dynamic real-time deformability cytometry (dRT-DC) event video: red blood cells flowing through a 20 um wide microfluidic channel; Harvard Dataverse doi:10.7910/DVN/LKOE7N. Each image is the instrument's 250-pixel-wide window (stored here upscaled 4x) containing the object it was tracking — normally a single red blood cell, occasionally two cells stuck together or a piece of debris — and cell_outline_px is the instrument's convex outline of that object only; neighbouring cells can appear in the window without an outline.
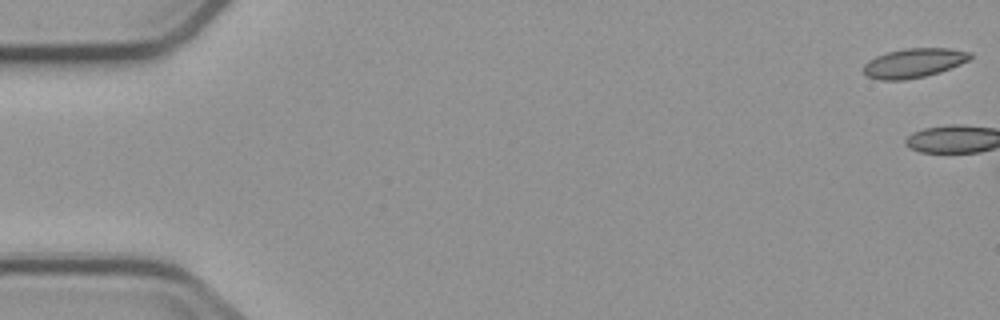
{"species": "common noctule bat (a hibernating species)", "species_latin": "Nyctalus noctula", "temperature_condition": "cold", "stored_images_in_passage": 6, "camera_frame_rate_fps": 3000, "um_per_image_px": 0.085, "animal": {"sex": "male", "body_mass_g": 23.1, "forearm_length_mm": 52.7}, "frame": {"image": 1, "passage_image": 1, "time_ms": 0.0, "image_size_px": [1000, 320], "cell_outline_px": [[972, 56], [968, 60], [960, 64], [940, 72], [924, 76], [904, 80], [880, 80], [868, 76], [864, 72], [864, 64], [868, 60], [876, 56], [888, 52], [904, 48], [948, 48], [972, 52]], "centroid_in_image_um": [77.68, 5.35], "position_along_channel_um": 7.3, "area_um2": 18.15}}